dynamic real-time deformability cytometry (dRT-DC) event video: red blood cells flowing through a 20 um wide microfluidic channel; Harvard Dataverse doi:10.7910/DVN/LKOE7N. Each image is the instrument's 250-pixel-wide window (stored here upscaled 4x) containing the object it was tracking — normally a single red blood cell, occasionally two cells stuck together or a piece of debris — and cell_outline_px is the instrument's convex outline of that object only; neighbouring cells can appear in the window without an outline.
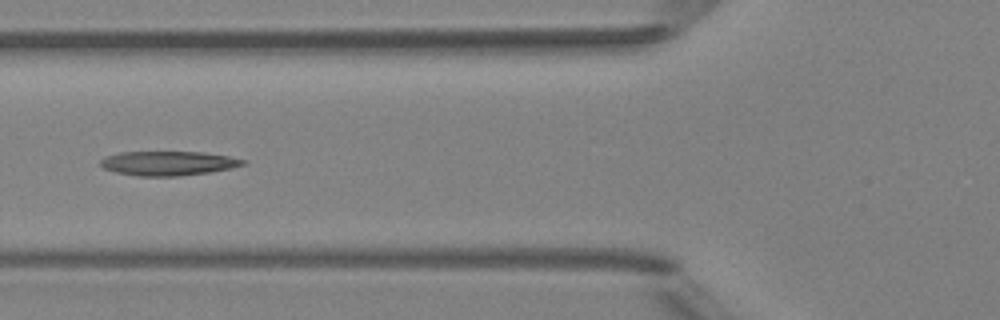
{"species": "Egyptian fruit bat (a non-hibernating species)", "species_latin": "Rousettus aegyptiacus", "temperature_condition": "room temperature", "stored_images_in_passage": 3, "camera_frame_rate_fps": 3000, "um_per_image_px": 0.085, "animal": {"sex": "female"}, "frame": {"image": 1, "passage_image": 3, "time_ms": 2.333, "image_size_px": [1000, 320], "cell_outline_px": [[248, 164], [232, 168], [208, 172], [180, 176], [136, 176], [116, 172], [104, 168], [100, 164], [100, 160], [104, 156], [120, 152], [204, 152], [228, 156], [248, 160]], "centroid_in_image_um": [14.32, 13.87], "position_along_channel_um": 111.5, "area_um2": 20.35}}